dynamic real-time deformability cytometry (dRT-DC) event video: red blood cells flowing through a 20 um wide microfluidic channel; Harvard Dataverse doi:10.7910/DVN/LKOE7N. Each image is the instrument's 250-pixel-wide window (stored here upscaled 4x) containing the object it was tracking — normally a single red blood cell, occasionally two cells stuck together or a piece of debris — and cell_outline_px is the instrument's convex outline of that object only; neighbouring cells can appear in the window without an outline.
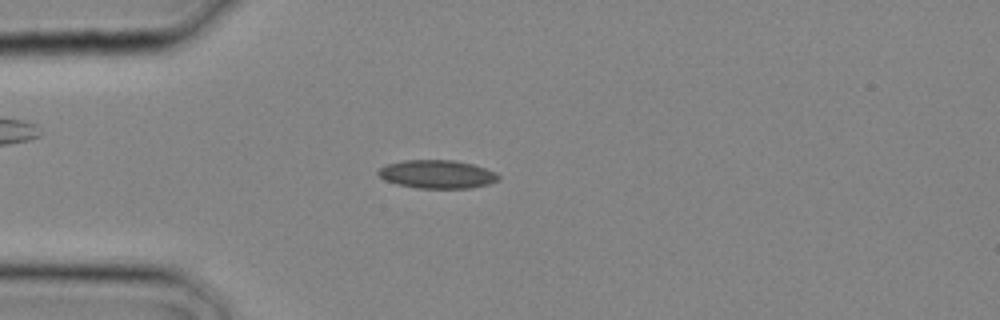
{"species": "common noctule bat (a hibernating species)", "species_latin": "Nyctalus noctula", "temperature_condition": "cold", "stored_images_in_passage": 2, "camera_frame_rate_fps": 3000, "um_per_image_px": 0.085, "animal": {"sex": "male", "body_mass_g": 20.4}, "frame": {"image": 1, "passage_image": 2, "time_ms": 0.333, "image_size_px": [1000, 320], "cell_outline_px": [[500, 180], [488, 184], [468, 188], [416, 188], [396, 184], [384, 180], [376, 172], [380, 168], [388, 164], [404, 160], [452, 160], [472, 164], [496, 172], [500, 176]], "centroid_in_image_um": [37.15, 14.81], "position_along_channel_um": 47.8, "area_um2": 19.83}}